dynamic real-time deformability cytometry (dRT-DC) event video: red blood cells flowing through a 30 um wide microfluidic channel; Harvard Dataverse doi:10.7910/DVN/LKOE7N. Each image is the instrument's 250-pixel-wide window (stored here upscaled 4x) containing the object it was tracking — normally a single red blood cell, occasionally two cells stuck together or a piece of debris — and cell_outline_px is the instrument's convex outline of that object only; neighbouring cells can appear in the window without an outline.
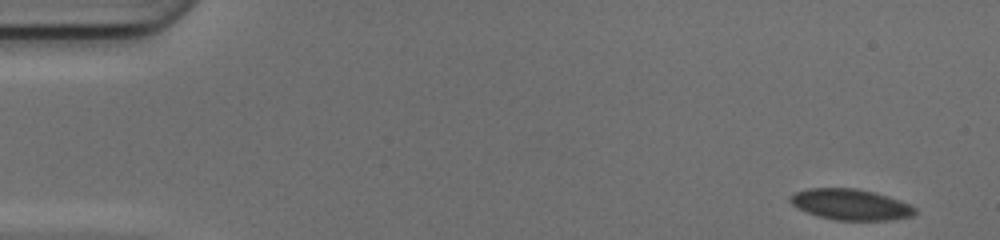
{"species": "common noctule bat (a hibernating species)", "species_latin": "Nyctalus noctula", "temperature_condition": "cold", "stored_images_in_passage": 12, "camera_frame_rate_fps": 3000, "um_per_image_px": 0.085, "animal": {"sex": "female", "body_mass_g": 17.0, "forearm_length_mm": 48.0}, "frame": {"image": 1, "passage_image": 1, "time_ms": 0.0, "image_size_px": [1000, 240], "cell_outline_px": [[916, 212], [912, 216], [884, 220], [836, 220], [820, 216], [808, 212], [792, 204], [788, 200], [788, 196], [796, 192], [808, 188], [856, 188], [872, 192], [908, 204], [916, 208]], "centroid_in_image_um": [72.25, 17.38], "position_along_channel_um": 12.7, "area_um2": 21.96}}